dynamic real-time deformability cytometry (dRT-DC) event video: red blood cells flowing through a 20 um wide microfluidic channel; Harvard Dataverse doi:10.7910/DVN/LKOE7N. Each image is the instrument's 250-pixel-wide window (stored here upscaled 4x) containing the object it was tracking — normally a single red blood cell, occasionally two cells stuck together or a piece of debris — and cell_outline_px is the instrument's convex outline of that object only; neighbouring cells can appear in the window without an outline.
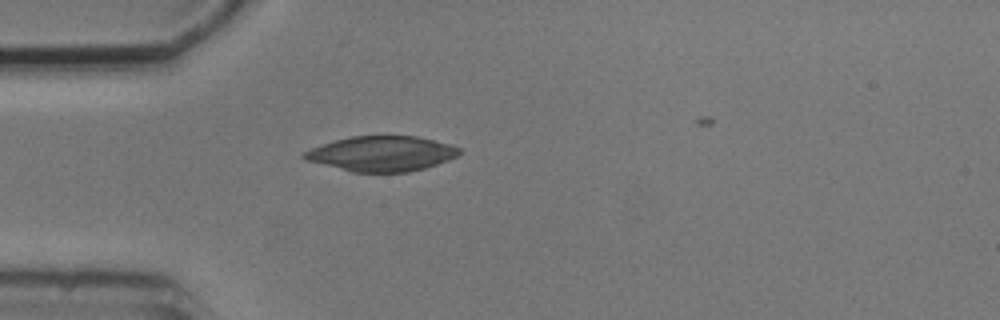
{"species": "common noctule bat (a hibernating species)", "species_latin": "Nyctalus noctula", "temperature_condition": "cold", "stored_images_in_passage": 6, "camera_frame_rate_fps": 3000, "um_per_image_px": 0.085, "animal": {"sex": "male", "body_mass_g": 20.5, "forearm_length_mm": 52.5}, "frame": {"image": 1, "passage_image": 6, "time_ms": 5.667, "image_size_px": [1000, 320], "cell_outline_px": [[460, 152], [456, 156], [448, 160], [424, 168], [408, 172], [352, 172], [304, 160], [300, 156], [304, 152], [312, 148], [336, 140], [352, 136], [416, 136], [448, 144], [460, 148]], "centroid_in_image_um": [32.41, 13.07], "position_along_channel_um": 52.6, "area_um2": 31.44}}